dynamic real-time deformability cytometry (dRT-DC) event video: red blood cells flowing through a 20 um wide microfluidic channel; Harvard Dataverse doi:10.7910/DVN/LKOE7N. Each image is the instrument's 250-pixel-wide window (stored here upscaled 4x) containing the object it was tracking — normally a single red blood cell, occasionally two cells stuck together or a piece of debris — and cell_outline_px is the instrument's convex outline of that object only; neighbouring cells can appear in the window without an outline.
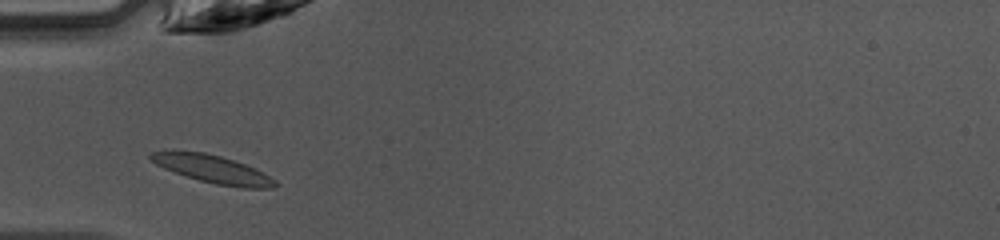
{"species": "common noctule bat (a hibernating species)", "species_latin": "Nyctalus noctula", "temperature_condition": "warm", "stored_images_in_passage": 34, "camera_frame_rate_fps": 3000, "um_per_image_px": 0.085, "animal": {"sex": "female", "body_mass_g": 10.0, "forearm_length_mm": 53.1}, "frame": {"image": 1, "passage_image": 2, "time_ms": 0.333, "image_size_px": [1000, 240], "cell_outline_px": [[280, 184], [276, 188], [244, 188], [216, 184], [200, 180], [164, 168], [156, 164], [148, 156], [152, 152], [172, 148], [204, 152], [220, 156], [256, 168], [276, 180]], "centroid_in_image_um": [18.07, 14.35], "position_along_channel_um": 66.9, "area_um2": 20.46}}
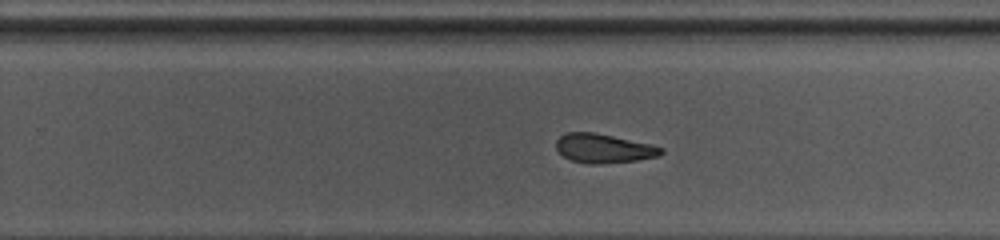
{"frame": {"image": 2, "passage_image": 17, "time_ms": 5.333, "image_size_px": [1000, 240], "cell_outline_px": [[664, 152], [660, 156], [636, 160], [600, 164], [588, 164], [572, 160], [564, 156], [556, 148], [556, 140], [560, 136], [568, 132], [592, 132], [652, 144], [664, 148]], "centroid_in_image_um": [51.34, 12.61], "position_along_channel_um": 278.5, "area_um2": 17.74}}
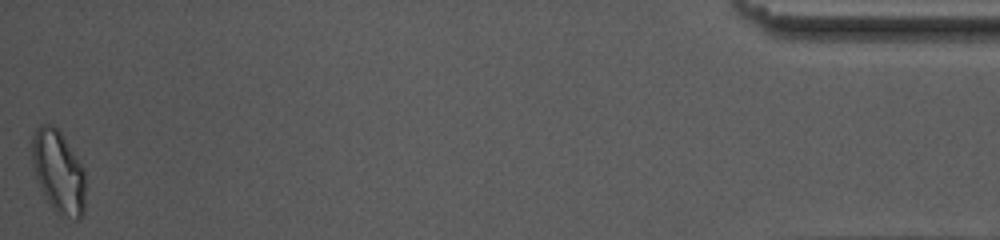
{"frame": {"image": 3, "passage_image": 34, "time_ms": 11.0, "image_size_px": [1000, 240], "cell_outline_px": [[84, 212], [80, 220], [76, 220], [60, 216], [52, 208], [36, 176], [32, 164], [32, 136], [36, 128], [40, 124], [52, 124], [60, 132], [84, 168]], "centroid_in_image_um": [4.97, 14.61], "position_along_channel_um": 430.2, "area_um2": 25.55}, "authors_computed_cell_mechanics": {"area_um2": 18.9295, "velocity_mm_per_s": 4.2301, "shape_relaxation_time_tau1_ms": 3.8337, "shape_relaxation_time_tau2_ms": 2.7104, "deformation_change_tau1": 0.1332, "deformation_change_tau2": 0.1057}}